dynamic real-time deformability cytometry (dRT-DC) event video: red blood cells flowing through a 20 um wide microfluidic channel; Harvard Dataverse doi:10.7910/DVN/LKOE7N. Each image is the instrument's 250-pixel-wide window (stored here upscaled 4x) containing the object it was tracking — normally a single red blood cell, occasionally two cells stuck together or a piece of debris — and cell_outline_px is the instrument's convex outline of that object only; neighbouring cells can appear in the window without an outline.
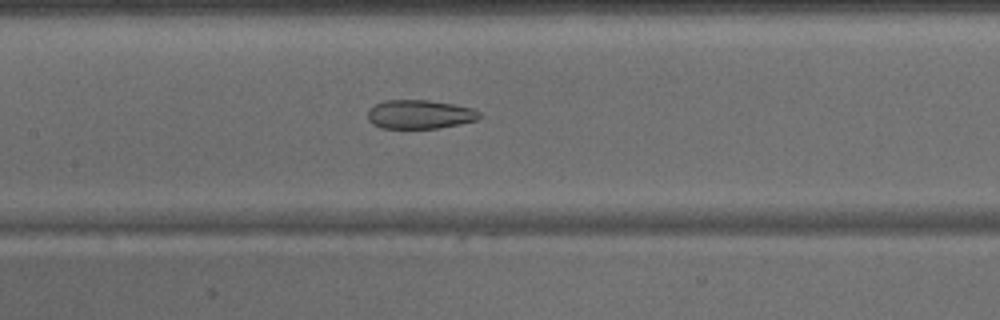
{"species": "common noctule bat (a hibernating species)", "species_latin": "Nyctalus noctula", "temperature_condition": "warm", "stored_images_in_passage": 40, "camera_frame_rate_fps": 3000, "um_per_image_px": 0.085, "animal": {"sex": "male", "body_mass_g": 15.6}, "frame": {"image": 1, "passage_image": 17, "time_ms": 5.333, "image_size_px": [1000, 320], "cell_outline_px": [[484, 116], [476, 120], [460, 124], [440, 128], [380, 128], [372, 124], [368, 120], [368, 108], [384, 100], [428, 100], [476, 108]], "centroid_in_image_um": [35.7, 9.72], "position_along_channel_um": 171.7, "area_um2": 19.07}}
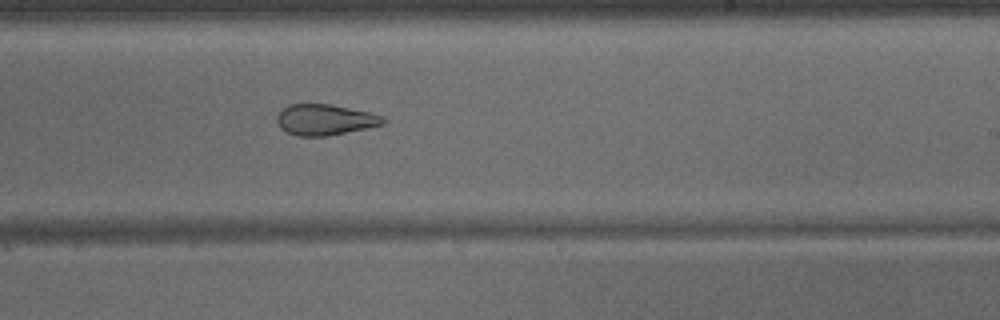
{"frame": {"image": 2, "passage_image": 23, "time_ms": 7.333, "image_size_px": [1000, 320], "cell_outline_px": [[388, 120], [384, 124], [328, 136], [296, 136], [280, 128], [276, 120], [276, 116], [288, 104], [332, 104], [372, 112], [384, 116]], "centroid_in_image_um": [27.66, 10.17], "position_along_channel_um": 261.3, "area_um2": 19.31}}
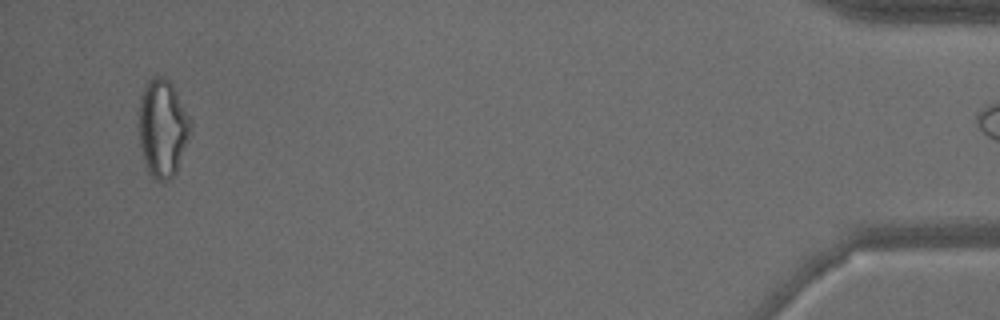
{"frame": {"image": 3, "passage_image": 39, "time_ms": 12.667, "image_size_px": [1000, 320], "cell_outline_px": [[192, 128], [176, 172], [168, 180], [152, 180], [148, 172], [140, 148], [140, 96], [148, 80], [152, 76], [164, 76], [172, 84], [192, 124]], "centroid_in_image_um": [13.81, 10.9], "position_along_channel_um": 421.4, "area_um2": 29.07}}